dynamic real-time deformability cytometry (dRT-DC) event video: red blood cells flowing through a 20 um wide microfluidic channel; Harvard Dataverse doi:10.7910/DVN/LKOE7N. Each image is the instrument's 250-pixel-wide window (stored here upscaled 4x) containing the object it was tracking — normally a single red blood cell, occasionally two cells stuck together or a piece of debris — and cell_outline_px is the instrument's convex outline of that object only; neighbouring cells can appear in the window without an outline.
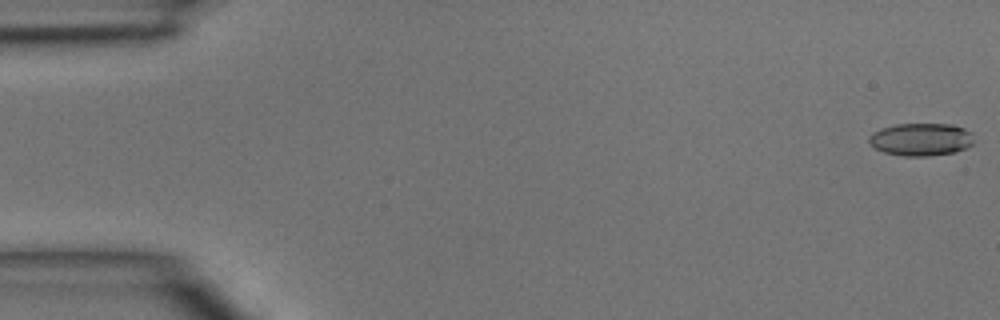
{"species": "common noctule bat (a hibernating species)", "species_latin": "Nyctalus noctula", "temperature_condition": "room temperature", "stored_images_in_passage": 13, "camera_frame_rate_fps": 3000, "um_per_image_px": 0.085, "animal": {"sex": "male", "body_mass_g": 15.6}, "frame": {"image": 1, "passage_image": 1, "time_ms": 0.0, "image_size_px": [1000, 320], "cell_outline_px": [[972, 144], [964, 148], [952, 152], [928, 156], [904, 156], [884, 152], [876, 148], [868, 140], [868, 136], [872, 132], [880, 128], [896, 124], [952, 124], [964, 128], [972, 132]], "centroid_in_image_um": [78.26, 11.83], "position_along_channel_um": 6.7, "area_um2": 19.88}}
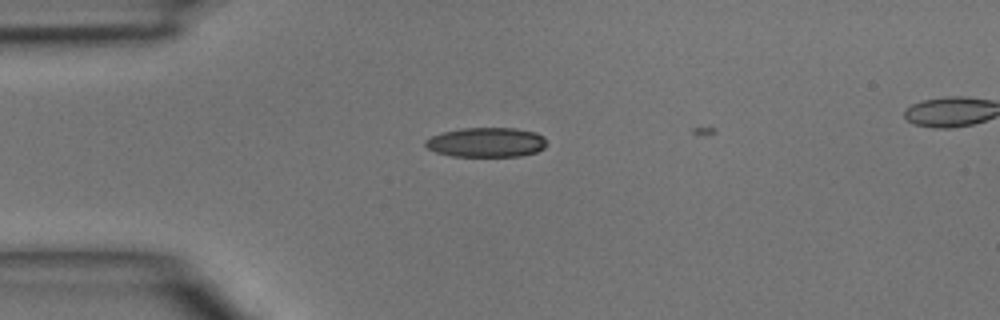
{"frame": {"image": 2, "passage_image": 12, "time_ms": 3.667, "image_size_px": [1000, 320], "cell_outline_px": [[548, 144], [544, 148], [536, 152], [520, 156], [452, 156], [436, 152], [428, 148], [424, 144], [424, 140], [432, 136], [444, 132], [460, 128], [516, 128], [536, 132], [544, 136]], "centroid_in_image_um": [41.37, 12.09], "position_along_channel_um": 43.6, "area_um2": 21.04}}